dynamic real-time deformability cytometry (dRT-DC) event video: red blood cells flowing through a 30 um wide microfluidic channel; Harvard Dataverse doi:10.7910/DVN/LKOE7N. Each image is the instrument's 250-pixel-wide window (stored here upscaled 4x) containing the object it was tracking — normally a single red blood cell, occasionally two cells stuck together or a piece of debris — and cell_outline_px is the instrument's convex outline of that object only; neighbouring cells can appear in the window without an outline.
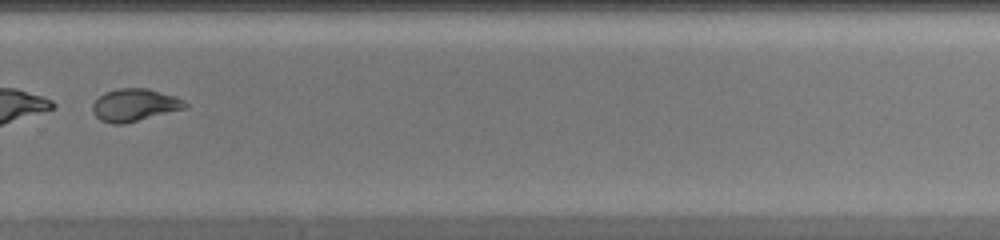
{"species": "common noctule bat (a hibernating species)", "species_latin": "Nyctalus noctula", "temperature_condition": "warm", "stored_images_in_passage": 47, "camera_frame_rate_fps": 3000, "um_per_image_px": 0.085, "animal": {"sex": "female", "body_mass_g": 20.0, "forearm_length_mm": 54.0}, "frame": {"image": 1, "passage_image": 34, "time_ms": 11.0, "image_size_px": [1000, 240], "cell_outline_px": [[188, 104], [184, 108], [124, 124], [112, 124], [100, 120], [92, 112], [92, 104], [104, 92], [116, 88], [148, 88], [176, 96], [184, 100]], "centroid_in_image_um": [11.41, 8.91], "position_along_channel_um": 318.4, "area_um2": 17.51}}